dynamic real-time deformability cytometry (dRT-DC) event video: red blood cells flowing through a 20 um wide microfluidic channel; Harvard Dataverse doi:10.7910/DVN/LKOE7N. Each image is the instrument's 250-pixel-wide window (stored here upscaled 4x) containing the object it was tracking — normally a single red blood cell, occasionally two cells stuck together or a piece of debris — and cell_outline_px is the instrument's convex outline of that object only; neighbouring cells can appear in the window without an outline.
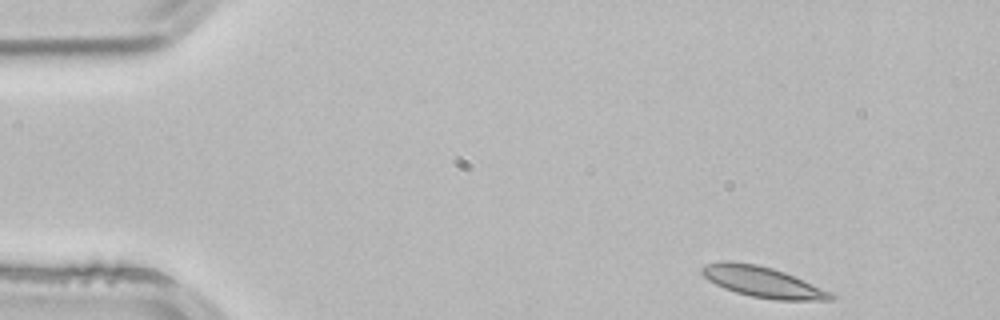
{"species": "common noctule bat (a hibernating species)", "species_latin": "Nyctalus noctula", "temperature_condition": "room temperature", "stored_images_in_passage": 2, "camera_frame_rate_fps": 3000, "um_per_image_px": 0.085, "animal": {"sex": "male", "body_mass_g": 21.5, "forearm_length_mm": 52.0}, "frame": {"image": 1, "passage_image": 1, "time_ms": 0.0, "image_size_px": [1000, 320], "cell_outline_px": [[836, 296], [832, 300], [776, 300], [752, 296], [736, 292], [724, 288], [708, 280], [700, 272], [700, 268], [708, 264], [724, 260], [728, 260], [756, 264], [772, 268], [784, 272], [832, 292]], "centroid_in_image_um": [64.82, 23.96], "position_along_channel_um": 20.2, "area_um2": 22.95}}